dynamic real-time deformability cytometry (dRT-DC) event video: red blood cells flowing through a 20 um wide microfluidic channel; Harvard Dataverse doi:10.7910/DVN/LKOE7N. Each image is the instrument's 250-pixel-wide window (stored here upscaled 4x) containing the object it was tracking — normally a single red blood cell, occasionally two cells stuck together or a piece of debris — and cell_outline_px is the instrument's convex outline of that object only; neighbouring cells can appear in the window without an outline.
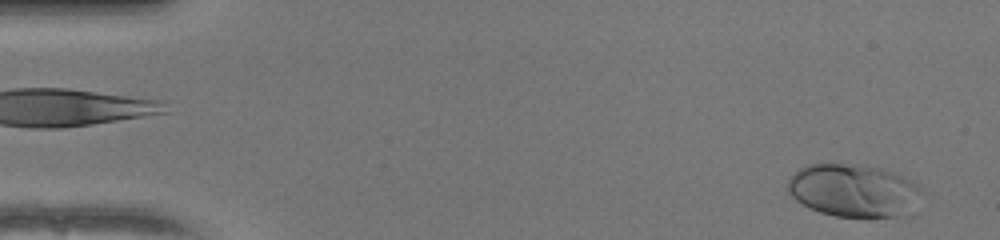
{"species": "human", "species_latin": "Homo sapiens", "temperature_condition": "warm", "stored_images_in_passage": 50, "camera_frame_rate_fps": 3000, "um_per_image_px": 0.085, "donor": {"sex": "female"}, "frame": {"image": 1, "passage_image": 2, "time_ms": 0.333, "image_size_px": [1000, 240], "cell_outline_px": [[924, 192], [896, 216], [836, 216], [820, 212], [796, 200], [788, 192], [788, 176], [800, 168], [808, 164], [840, 164], [880, 168], [896, 172], [920, 184], [924, 188]], "centroid_in_image_um": [72.5, 16.15], "position_along_channel_um": 12.5, "area_um2": 40.4}}
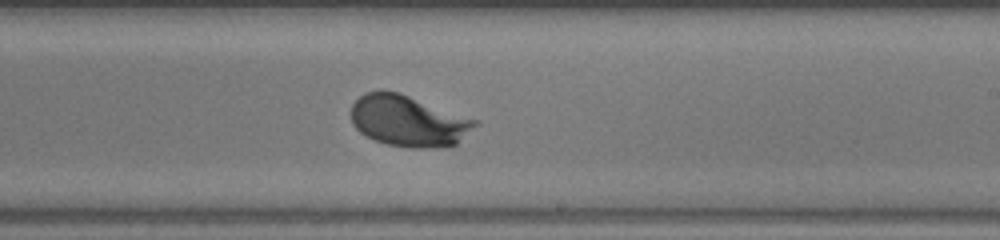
{"frame": {"image": 2, "passage_image": 30, "time_ms": 9.667, "image_size_px": [1000, 240], "cell_outline_px": [[480, 124], [456, 144], [448, 148], [408, 148], [388, 144], [376, 140], [360, 132], [352, 124], [352, 104], [364, 92], [380, 88], [400, 92], [480, 120]], "centroid_in_image_um": [34.76, 10.26], "position_along_channel_um": 254.2, "area_um2": 37.8}}
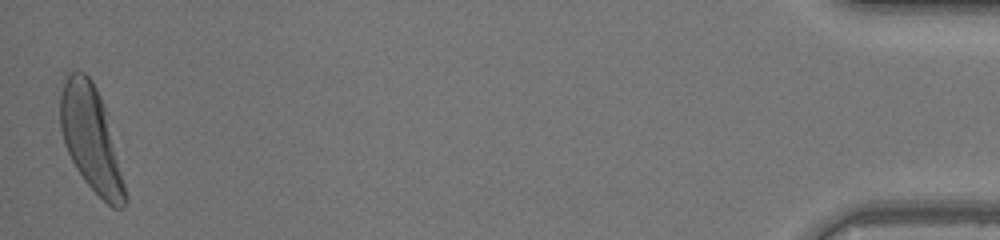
{"frame": {"image": 3, "passage_image": 50, "time_ms": 16.333, "image_size_px": [1000, 240], "cell_outline_px": [[128, 200], [124, 208], [112, 208], [84, 180], [76, 168], [64, 144], [60, 128], [60, 92], [64, 80], [72, 72], [84, 72], [92, 80], [100, 96], [104, 108], [124, 184]], "centroid_in_image_um": [7.7, 11.79], "position_along_channel_um": 427.5, "area_um2": 38.49}, "authors_computed_cell_mechanics": {"area_um2": 36.8186, "velocity_mm_per_s": 4.0259, "shape_relaxation_time_tau1_ms": 1.9451, "shape_relaxation_time_tau2_ms": null, "deformation_change_tau1": 0.1629, "deformation_change_tau2": null}}